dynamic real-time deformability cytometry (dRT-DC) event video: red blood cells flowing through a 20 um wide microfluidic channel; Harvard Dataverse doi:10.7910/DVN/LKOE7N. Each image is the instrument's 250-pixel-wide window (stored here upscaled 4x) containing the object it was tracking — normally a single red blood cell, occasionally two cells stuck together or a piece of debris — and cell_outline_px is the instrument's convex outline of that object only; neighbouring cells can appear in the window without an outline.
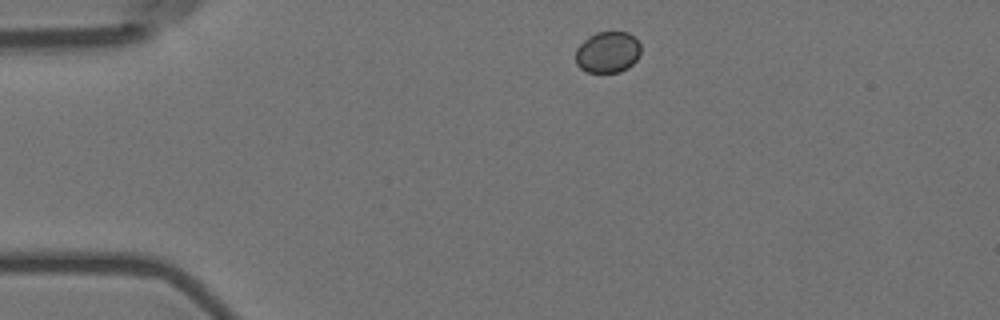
{"species": "Egyptian fruit bat (a non-hibernating species)", "species_latin": "Rousettus aegyptiacus", "temperature_condition": "room temperature", "stored_images_in_passage": 39, "camera_frame_rate_fps": 3000, "um_per_image_px": 0.085, "animal": {"sex": "female"}, "frame": {"image": 1, "passage_image": 1, "time_ms": 0.0, "image_size_px": [1000, 320], "cell_outline_px": [[640, 52], [636, 60], [628, 68], [620, 72], [588, 72], [580, 68], [576, 64], [576, 48], [588, 36], [596, 32], [628, 32], [640, 44]], "centroid_in_image_um": [51.64, 4.44], "position_along_channel_um": 33.4, "area_um2": 15.66}}
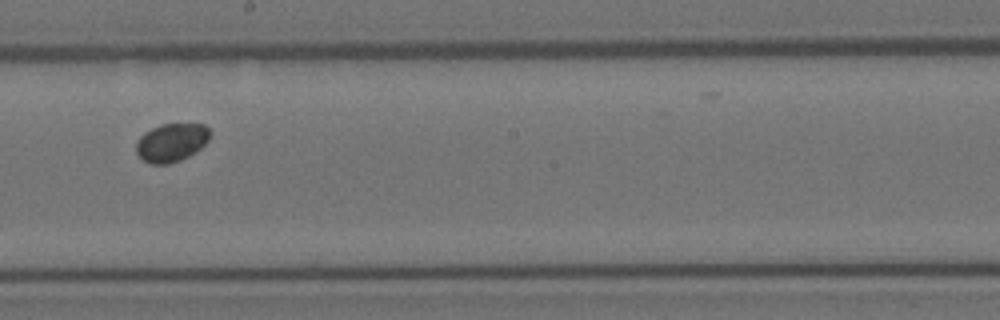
{"frame": {"image": 2, "passage_image": 22, "time_ms": 7.0, "image_size_px": [1000, 320], "cell_outline_px": [[212, 132], [208, 140], [196, 152], [180, 160], [168, 164], [148, 164], [136, 152], [136, 144], [140, 136], [144, 132], [160, 124], [204, 124]], "centroid_in_image_um": [14.58, 12.11], "position_along_channel_um": 233.6, "area_um2": 16.53}}
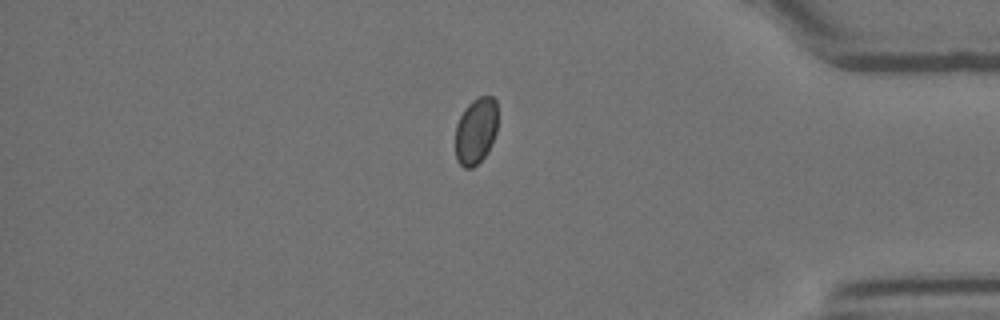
{"frame": {"image": 3, "passage_image": 38, "time_ms": 12.333, "image_size_px": [1000, 320], "cell_outline_px": [[496, 132], [492, 144], [488, 152], [472, 168], [464, 168], [456, 160], [456, 124], [464, 108], [472, 100], [480, 96], [492, 96], [496, 100]], "centroid_in_image_um": [40.44, 11.12], "position_along_channel_um": 394.8, "area_um2": 16.42}}